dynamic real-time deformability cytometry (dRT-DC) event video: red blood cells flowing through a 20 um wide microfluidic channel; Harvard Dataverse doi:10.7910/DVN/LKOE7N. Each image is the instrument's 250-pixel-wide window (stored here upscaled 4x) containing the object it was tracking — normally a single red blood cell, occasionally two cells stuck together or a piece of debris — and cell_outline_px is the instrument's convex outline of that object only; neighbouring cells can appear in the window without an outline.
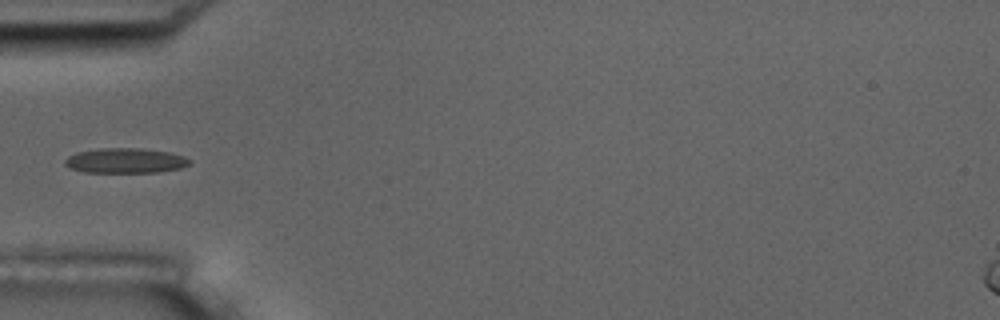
{"species": "common noctule bat (a hibernating species)", "species_latin": "Nyctalus noctula", "temperature_condition": "room temperature", "stored_images_in_passage": 10, "camera_frame_rate_fps": 3000, "um_per_image_px": 0.085, "animal": {"sex": "male", "body_mass_g": 17.5, "forearm_length_mm": 52.3}, "frame": {"image": 1, "passage_image": 4, "time_ms": 4.667, "image_size_px": [1000, 320], "cell_outline_px": [[192, 160], [188, 164], [180, 168], [160, 172], [84, 172], [68, 168], [64, 164], [64, 160], [68, 156], [76, 152], [100, 148], [140, 148], [172, 152], [184, 156]], "centroid_in_image_um": [10.64, 13.65], "position_along_channel_um": 74.4, "area_um2": 18.32}}
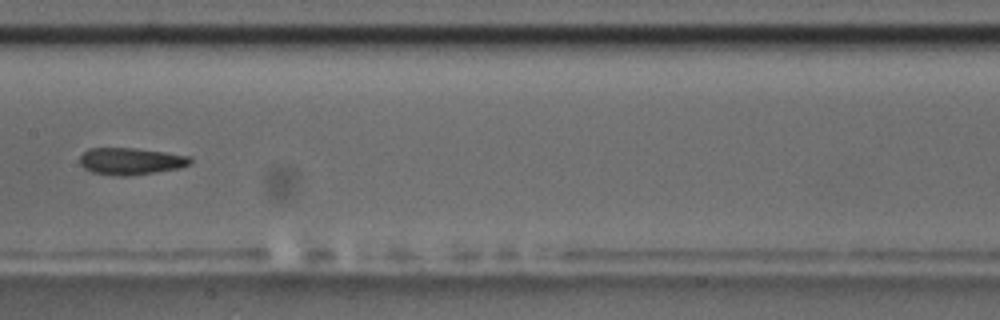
{"frame": {"image": 2, "passage_image": 7, "time_ms": 8.0, "image_size_px": [1000, 320], "cell_outline_px": [[192, 164], [180, 168], [156, 172], [128, 176], [120, 176], [92, 172], [84, 168], [80, 164], [80, 156], [88, 148], [136, 148], [164, 152], [188, 156], [192, 160]], "centroid_in_image_um": [11.12, 13.7], "position_along_channel_um": 196.3, "area_um2": 17.34}}